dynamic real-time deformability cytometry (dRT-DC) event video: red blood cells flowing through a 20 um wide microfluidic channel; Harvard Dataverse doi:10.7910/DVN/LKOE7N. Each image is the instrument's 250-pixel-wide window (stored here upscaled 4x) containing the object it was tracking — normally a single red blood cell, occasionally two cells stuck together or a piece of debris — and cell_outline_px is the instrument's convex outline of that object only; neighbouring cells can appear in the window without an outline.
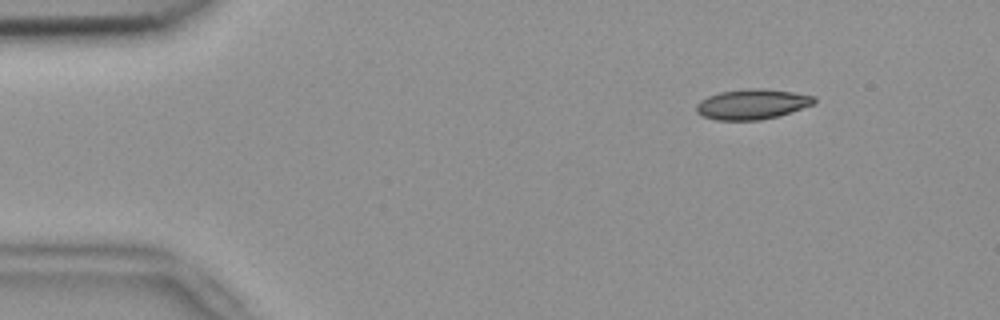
{"species": "common noctule bat (a hibernating species)", "species_latin": "Nyctalus noctula", "temperature_condition": "room temperature", "stored_images_in_passage": 5, "camera_frame_rate_fps": 3000, "um_per_image_px": 0.085, "animal": {"sex": "female", "body_mass_g": 18.4}, "frame": {"image": 1, "passage_image": 2, "time_ms": 0.333, "image_size_px": [1000, 320], "cell_outline_px": [[816, 104], [776, 116], [760, 120], [716, 120], [704, 116], [696, 112], [696, 104], [700, 100], [708, 96], [720, 92], [748, 88], [764, 88], [792, 92], [816, 96]], "centroid_in_image_um": [63.94, 8.85], "position_along_channel_um": 21.1, "area_um2": 20.75}}